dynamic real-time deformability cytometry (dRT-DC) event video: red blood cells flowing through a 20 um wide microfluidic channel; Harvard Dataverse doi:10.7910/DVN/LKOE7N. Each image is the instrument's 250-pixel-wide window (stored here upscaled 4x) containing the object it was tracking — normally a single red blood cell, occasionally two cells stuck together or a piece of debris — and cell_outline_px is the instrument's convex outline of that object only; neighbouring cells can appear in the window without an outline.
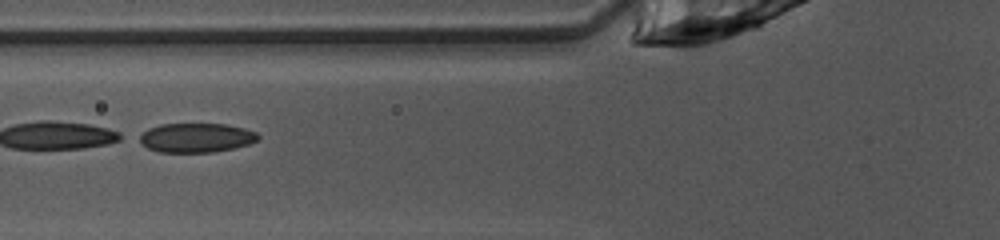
{"species": "common noctule bat (a hibernating species)", "species_latin": "Nyctalus noctula", "temperature_condition": "warm", "stored_images_in_passage": 35, "camera_frame_rate_fps": 3000, "um_per_image_px": 0.085, "animal": {"sex": "female", "body_mass_g": 10.0, "forearm_length_mm": 53.1}, "frame": {"image": 1, "passage_image": 6, "time_ms": 1.667, "image_size_px": [1000, 240], "cell_outline_px": [[260, 140], [236, 148], [212, 152], [160, 152], [148, 148], [136, 140], [136, 136], [148, 128], [160, 124], [228, 124], [244, 128], [256, 132], [260, 136]], "centroid_in_image_um": [16.66, 11.7], "position_along_channel_um": 109.1, "area_um2": 20.58}, "authors_computed_cell_mechanics": {"area_um2": 20.5768, "velocity_mm_per_s": 4.0453, "shape_relaxation_time_tau1_ms": null, "shape_relaxation_time_tau2_ms": 3.1828, "deformation_change_tau1": null, "deformation_change_tau2": 0.082}}